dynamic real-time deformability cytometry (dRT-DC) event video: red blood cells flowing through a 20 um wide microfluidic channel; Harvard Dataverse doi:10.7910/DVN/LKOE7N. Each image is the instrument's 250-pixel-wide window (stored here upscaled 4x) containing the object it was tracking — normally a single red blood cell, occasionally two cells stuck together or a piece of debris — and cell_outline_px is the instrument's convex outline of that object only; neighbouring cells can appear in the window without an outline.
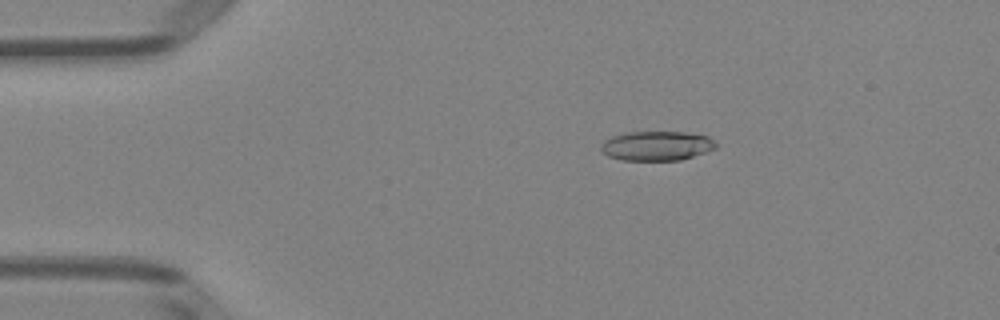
{"species": "Egyptian fruit bat (a non-hibernating species)", "species_latin": "Rousettus aegyptiacus", "temperature_condition": "room temperature", "stored_images_in_passage": 52, "camera_frame_rate_fps": 3000, "um_per_image_px": 0.085, "animal": {"sex": "female"}, "frame": {"image": 1, "passage_image": 10, "time_ms": 3.0, "image_size_px": [1000, 320], "cell_outline_px": [[716, 148], [680, 160], [620, 160], [608, 156], [600, 148], [600, 144], [604, 140], [612, 136], [628, 132], [684, 132], [708, 136], [716, 144]], "centroid_in_image_um": [55.78, 12.39], "position_along_channel_um": 29.2, "area_um2": 19.59}}
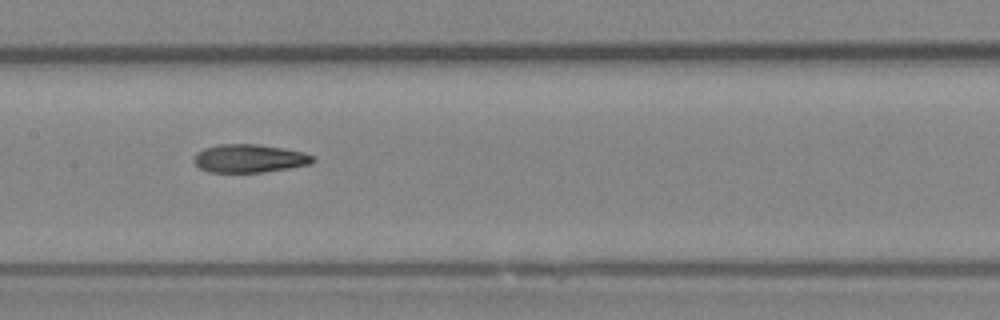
{"frame": {"image": 2, "passage_image": 26, "time_ms": 8.333, "image_size_px": [1000, 320], "cell_outline_px": [[316, 160], [312, 164], [264, 172], [208, 172], [200, 168], [192, 160], [196, 152], [204, 148], [220, 144], [256, 144], [304, 152], [312, 156]], "centroid_in_image_um": [21.18, 13.47], "position_along_channel_um": 186.2, "area_um2": 19.54}}
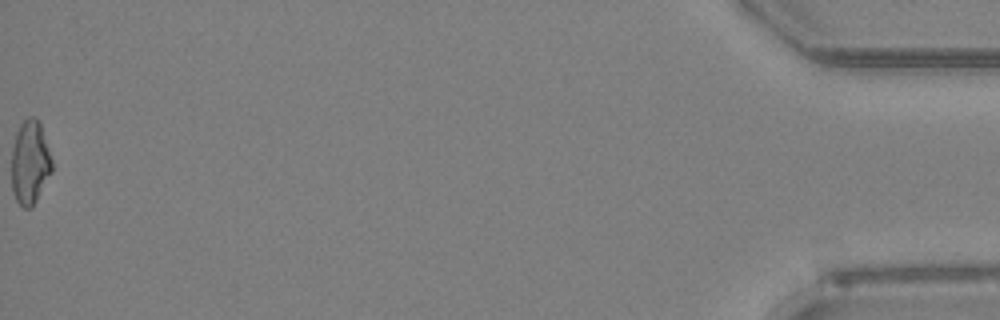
{"frame": {"image": 3, "passage_image": 52, "time_ms": 17.0, "image_size_px": [1000, 320], "cell_outline_px": [[52, 172], [32, 208], [24, 208], [16, 200], [12, 188], [12, 148], [16, 132], [20, 124], [28, 116], [36, 116], [40, 124], [52, 160]], "centroid_in_image_um": [2.55, 13.8], "position_along_channel_um": 432.7, "area_um2": 19.71}, "authors_computed_cell_mechanics": {"area_um2": 19.8254, "velocity_mm_per_s": 3.9984, "shape_relaxation_time_tau1_ms": 5.6149, "shape_relaxation_time_tau2_ms": 3.4596, "deformation_change_tau1": 0.1861, "deformation_change_tau2": 0.1338}}